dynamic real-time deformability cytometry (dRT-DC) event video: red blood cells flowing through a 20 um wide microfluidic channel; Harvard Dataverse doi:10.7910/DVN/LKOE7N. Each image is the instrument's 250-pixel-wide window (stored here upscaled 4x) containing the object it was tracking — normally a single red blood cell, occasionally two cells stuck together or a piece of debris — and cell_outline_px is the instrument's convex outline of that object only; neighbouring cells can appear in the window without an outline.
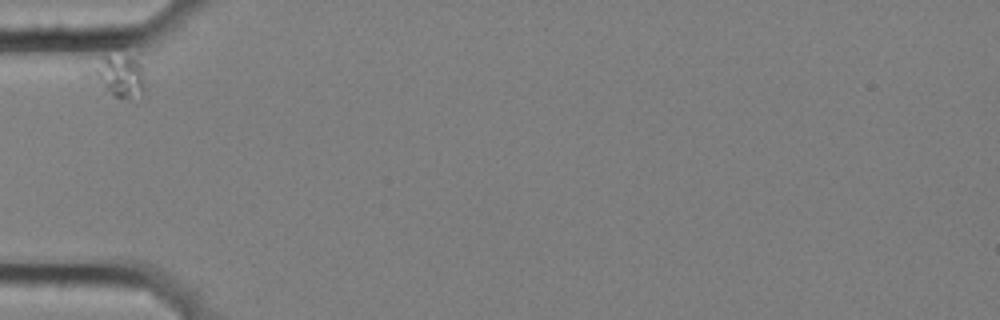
{"species": "common noctule bat (a hibernating species)", "species_latin": "Nyctalus noctula", "temperature_condition": "cold", "stored_images_in_passage": 5, "camera_frame_rate_fps": 3000, "um_per_image_px": 0.085, "animal": {"sex": "female", "body_mass_g": 25.1}, "frame": {"image": 1, "passage_image": 1, "time_ms": 0.0, "image_size_px": [1000, 320], "cell_outline_px": [[144, 92], [140, 100], [116, 96], [84, 76], [84, 72], [100, 56], [128, 56], [144, 64]], "centroid_in_image_um": [10.07, 6.45], "position_along_channel_um": 74.9, "area_um2": 13.99}}